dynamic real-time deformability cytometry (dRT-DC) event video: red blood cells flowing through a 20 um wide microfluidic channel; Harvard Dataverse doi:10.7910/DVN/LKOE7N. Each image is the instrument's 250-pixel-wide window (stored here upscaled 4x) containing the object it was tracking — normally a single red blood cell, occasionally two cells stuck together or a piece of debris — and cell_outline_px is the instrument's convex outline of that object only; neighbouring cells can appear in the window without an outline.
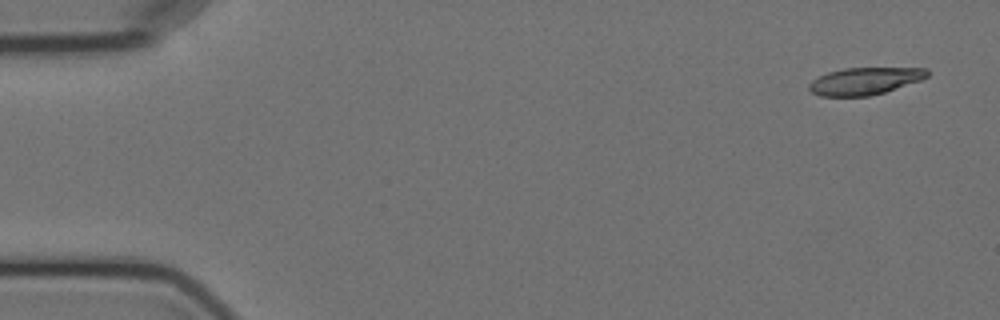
{"species": "Egyptian fruit bat (a non-hibernating species)", "species_latin": "Rousettus aegyptiacus", "temperature_condition": "cold", "stored_images_in_passage": 4, "camera_frame_rate_fps": 3000, "um_per_image_px": 0.085, "animal": {"sex": "female"}, "frame": {"image": 1, "passage_image": 1, "time_ms": 0.0, "image_size_px": [1000, 320], "cell_outline_px": [[928, 76], [920, 80], [884, 92], [868, 96], [820, 96], [812, 92], [808, 88], [808, 84], [812, 80], [828, 72], [844, 68], [928, 68]], "centroid_in_image_um": [73.48, 6.88], "position_along_channel_um": 11.5, "area_um2": 18.55}}
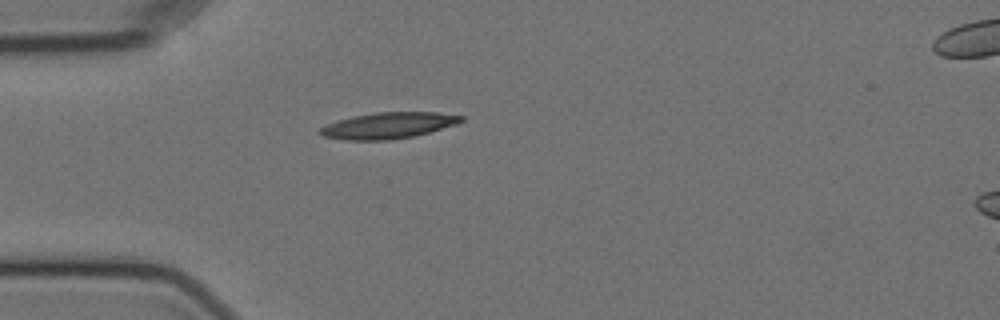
{"frame": {"image": 2, "passage_image": 4, "time_ms": 4.333, "image_size_px": [1000, 320], "cell_outline_px": [[464, 120], [456, 124], [416, 136], [392, 140], [344, 140], [324, 136], [316, 132], [320, 128], [328, 124], [352, 116], [376, 112], [436, 112], [464, 116]], "centroid_in_image_um": [33.01, 10.67], "position_along_channel_um": 52.0, "area_um2": 21.56}}